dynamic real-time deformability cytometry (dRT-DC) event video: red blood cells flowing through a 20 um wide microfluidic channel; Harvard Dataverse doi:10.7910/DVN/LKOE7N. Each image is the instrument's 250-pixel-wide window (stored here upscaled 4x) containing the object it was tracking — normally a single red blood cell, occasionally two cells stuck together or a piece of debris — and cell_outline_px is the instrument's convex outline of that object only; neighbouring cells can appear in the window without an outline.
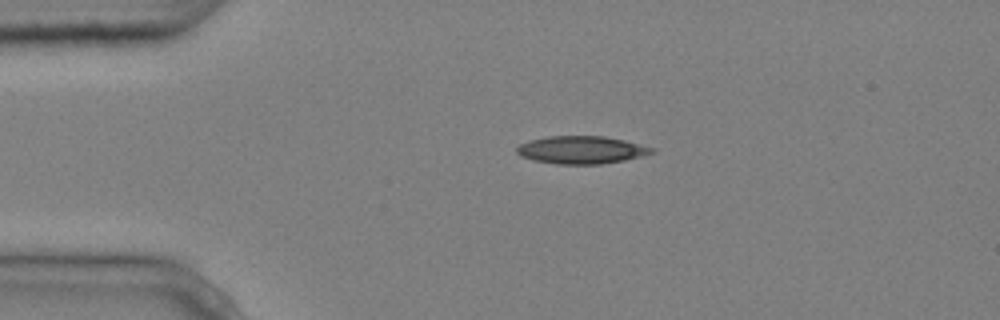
{"species": "common noctule bat (a hibernating species)", "species_latin": "Nyctalus noctula", "temperature_condition": "cold", "stored_images_in_passage": 2, "camera_frame_rate_fps": 3000, "um_per_image_px": 0.085, "animal": {"sex": "male", "body_mass_g": 20.4}, "frame": {"image": 1, "passage_image": 1, "time_ms": 0.0, "image_size_px": [1000, 320], "cell_outline_px": [[656, 152], [624, 160], [600, 164], [556, 164], [532, 160], [520, 156], [516, 152], [516, 148], [520, 144], [528, 140], [548, 136], [604, 136], [624, 140], [656, 148]], "centroid_in_image_um": [49.4, 12.74], "position_along_channel_um": 35.6, "area_um2": 21.91}}
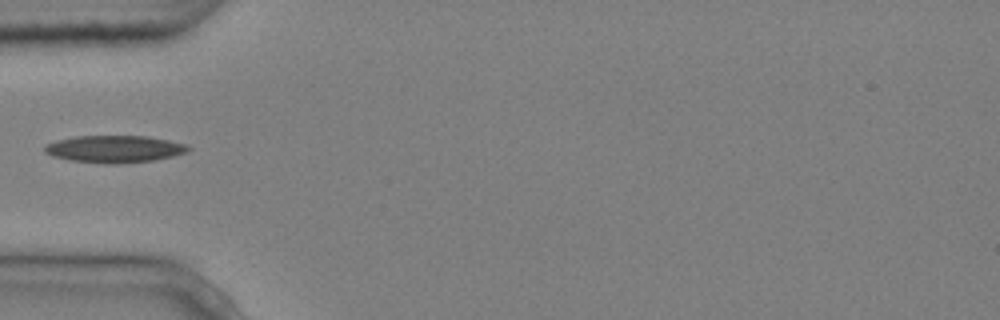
{"frame": {"image": 2, "passage_image": 2, "time_ms": 0.333, "image_size_px": [1000, 320], "cell_outline_px": [[192, 148], [184, 152], [172, 156], [156, 160], [120, 164], [104, 164], [72, 160], [52, 156], [44, 152], [44, 148], [48, 144], [56, 140], [76, 136], [148, 136], [168, 140], [184, 144]], "centroid_in_image_um": [9.72, 12.67], "position_along_channel_um": 75.3, "area_um2": 22.66}}